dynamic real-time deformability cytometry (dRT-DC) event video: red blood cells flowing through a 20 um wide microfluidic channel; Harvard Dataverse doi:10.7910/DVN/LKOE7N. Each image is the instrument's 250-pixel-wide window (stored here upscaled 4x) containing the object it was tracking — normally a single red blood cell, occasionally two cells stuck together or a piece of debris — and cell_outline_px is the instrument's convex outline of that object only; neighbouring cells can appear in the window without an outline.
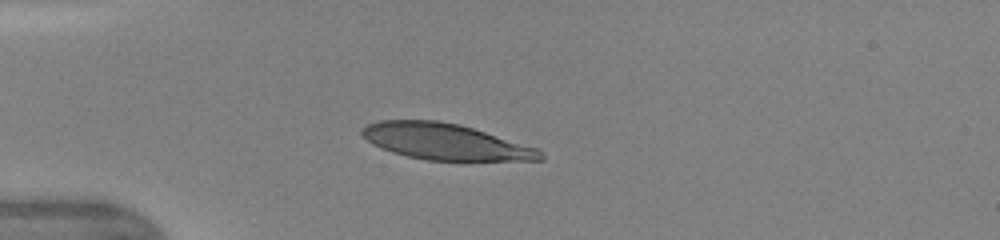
{"species": "human", "species_latin": "Homo sapiens", "temperature_condition": "warm", "stored_images_in_passage": 11, "camera_frame_rate_fps": 3000, "um_per_image_px": 0.085, "donor": {"sex": "female"}, "frame": {"image": 1, "passage_image": 10, "time_ms": 2.667, "image_size_px": [1000, 240], "cell_outline_px": [[544, 160], [428, 160], [408, 156], [392, 152], [380, 148], [372, 144], [360, 136], [360, 128], [368, 124], [380, 120], [440, 120], [460, 124], [540, 148], [544, 152]], "centroid_in_image_um": [37.85, 12.03], "position_along_channel_um": 47.1, "area_um2": 37.86}}